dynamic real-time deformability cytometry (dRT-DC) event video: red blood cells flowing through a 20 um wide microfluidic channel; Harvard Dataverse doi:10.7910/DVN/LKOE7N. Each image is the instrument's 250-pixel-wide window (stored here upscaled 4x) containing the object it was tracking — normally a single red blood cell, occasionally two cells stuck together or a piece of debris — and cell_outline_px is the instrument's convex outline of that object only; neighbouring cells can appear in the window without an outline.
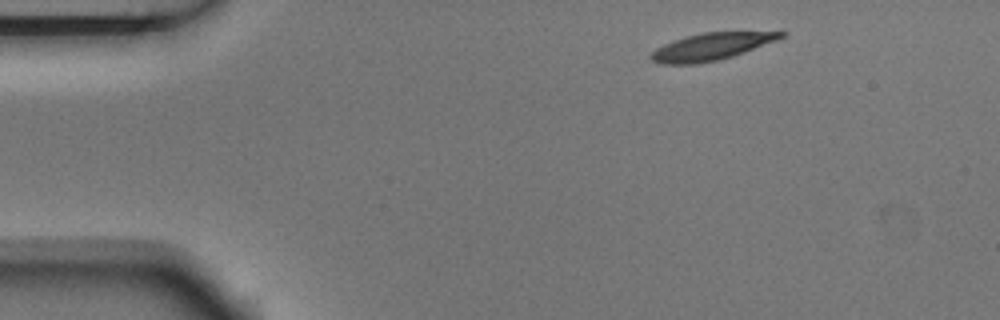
{"species": "Egyptian fruit bat (a non-hibernating species)", "species_latin": "Rousettus aegyptiacus", "temperature_condition": "room temperature", "stored_images_in_passage": 4, "camera_frame_rate_fps": 3000, "um_per_image_px": 0.085, "animal": {"sex": "male"}, "frame": {"image": 1, "passage_image": 1, "time_ms": 0.0, "image_size_px": [1000, 320], "cell_outline_px": [[788, 32], [784, 36], [776, 40], [744, 52], [732, 56], [716, 60], [696, 64], [664, 64], [652, 60], [648, 56], [656, 48], [664, 44], [688, 36], [704, 32]], "centroid_in_image_um": [60.43, 3.97], "position_along_channel_um": 24.6, "area_um2": 20.06}}
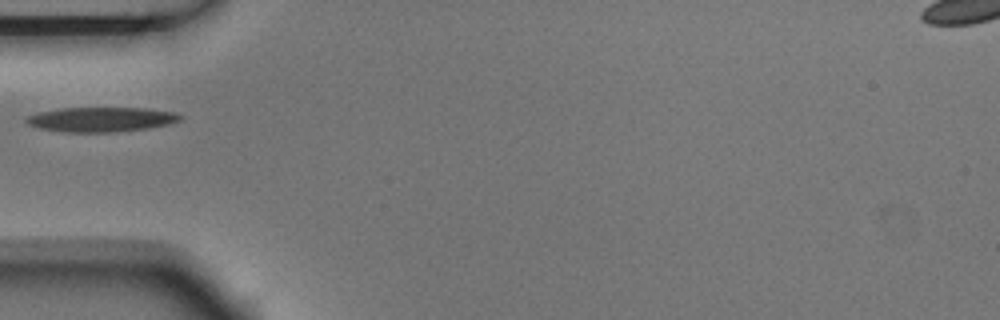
{"frame": {"image": 2, "passage_image": 4, "time_ms": 1.0, "image_size_px": [1000, 320], "cell_outline_px": [[184, 116], [180, 120], [168, 124], [148, 128], [112, 132], [64, 132], [40, 128], [28, 124], [24, 120], [28, 116], [40, 112], [60, 108], [144, 108], [176, 112]], "centroid_in_image_um": [8.62, 10.15], "position_along_channel_um": 76.4, "area_um2": 22.02}}